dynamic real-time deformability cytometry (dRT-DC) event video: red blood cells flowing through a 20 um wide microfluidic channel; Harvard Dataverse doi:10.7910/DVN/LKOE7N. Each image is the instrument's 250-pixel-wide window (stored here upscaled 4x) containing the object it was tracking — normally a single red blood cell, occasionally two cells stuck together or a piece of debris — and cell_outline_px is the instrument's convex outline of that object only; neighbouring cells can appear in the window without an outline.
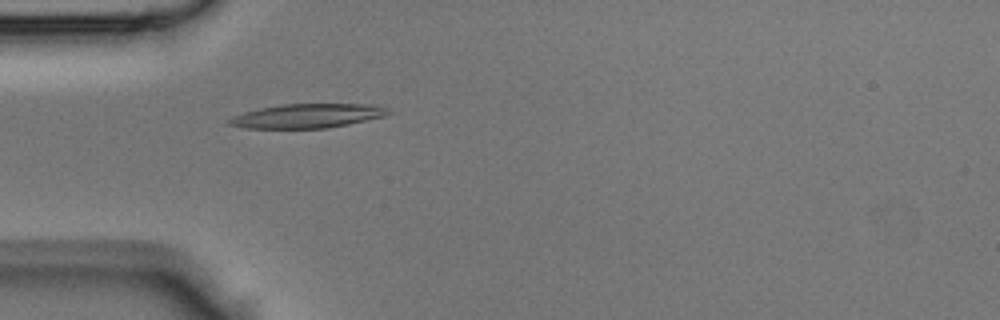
{"species": "Egyptian fruit bat (a non-hibernating species)", "species_latin": "Rousettus aegyptiacus", "temperature_condition": "room temperature", "stored_images_in_passage": 37, "camera_frame_rate_fps": 3000, "um_per_image_px": 0.085, "animal": {"sex": "male"}, "frame": {"image": 1, "passage_image": 7, "time_ms": 2.0, "image_size_px": [1000, 320], "cell_outline_px": [[392, 112], [384, 116], [348, 124], [328, 128], [244, 128], [228, 124], [228, 120], [244, 112], [260, 108], [280, 104], [372, 104], [388, 108]], "centroid_in_image_um": [26.16, 9.84], "position_along_channel_um": 58.8, "area_um2": 22.25}}
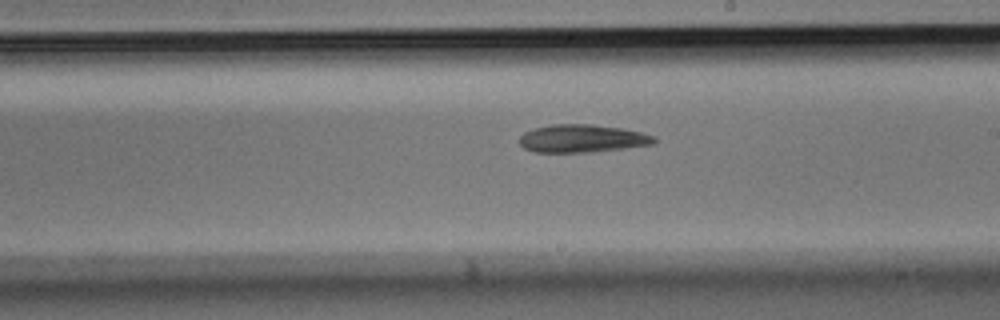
{"frame": {"image": 2, "passage_image": 19, "time_ms": 6.0, "image_size_px": [1000, 320], "cell_outline_px": [[656, 144], [592, 152], [536, 152], [524, 148], [520, 144], [520, 136], [524, 132], [536, 128], [552, 124], [592, 124], [620, 128], [640, 132], [656, 136]], "centroid_in_image_um": [49.51, 11.77], "position_along_channel_um": 239.5, "area_um2": 21.85}}
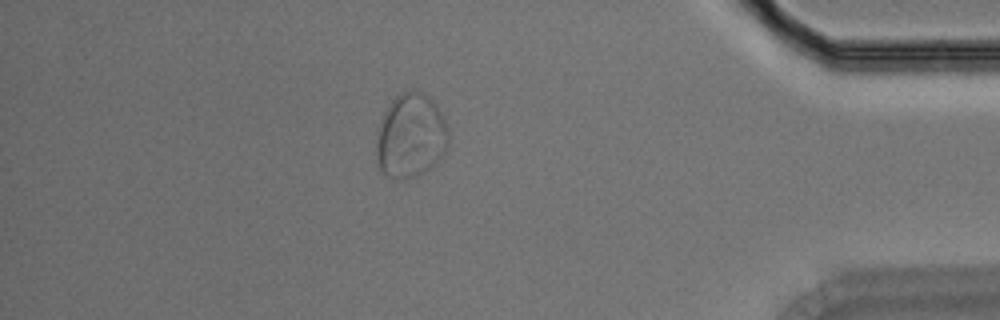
{"frame": {"image": 3, "passage_image": 32, "time_ms": 10.333, "image_size_px": [1000, 320], "cell_outline_px": [[448, 144], [440, 160], [432, 168], [412, 176], [388, 176], [376, 164], [376, 132], [380, 120], [384, 112], [392, 100], [400, 92], [424, 92], [436, 104], [448, 128]], "centroid_in_image_um": [34.9, 11.52], "position_along_channel_um": 400.3, "area_um2": 35.2}}